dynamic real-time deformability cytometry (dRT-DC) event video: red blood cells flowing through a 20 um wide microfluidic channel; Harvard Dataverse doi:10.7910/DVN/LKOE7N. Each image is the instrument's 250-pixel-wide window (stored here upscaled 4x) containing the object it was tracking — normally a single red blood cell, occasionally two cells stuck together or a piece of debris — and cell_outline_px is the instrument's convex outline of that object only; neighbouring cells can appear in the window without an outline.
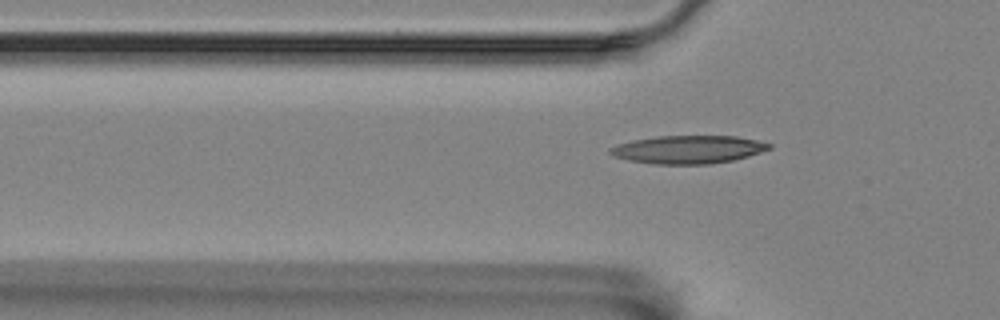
{"species": "Egyptian fruit bat (a non-hibernating species)", "species_latin": "Rousettus aegyptiacus", "temperature_condition": "room temperature", "stored_images_in_passage": 9, "camera_frame_rate_fps": 3000, "um_per_image_px": 0.085, "animal": {"sex": "female"}, "frame": {"image": 1, "passage_image": 3, "time_ms": 0.667, "image_size_px": [1000, 320], "cell_outline_px": [[772, 148], [748, 156], [732, 160], [708, 164], [656, 164], [628, 160], [612, 156], [608, 152], [608, 148], [616, 144], [632, 140], [656, 136], [736, 136], [756, 140], [772, 144]], "centroid_in_image_um": [58.45, 12.7], "position_along_channel_um": 67.4, "area_um2": 26.07}}
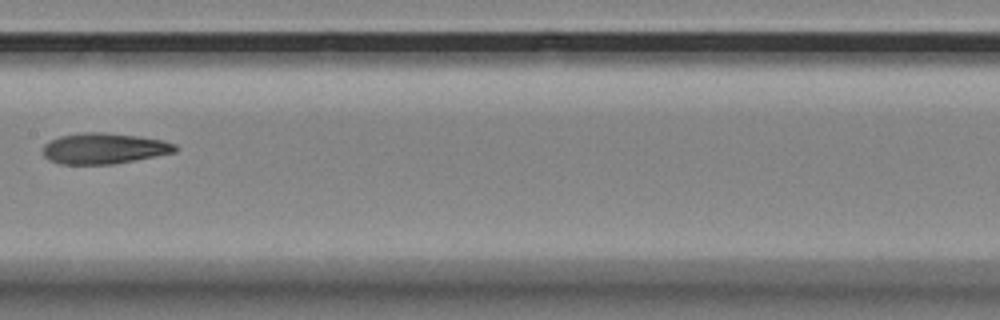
{"frame": {"image": 2, "passage_image": 6, "time_ms": 1.667, "image_size_px": [1000, 320], "cell_outline_px": [[176, 152], [156, 156], [112, 164], [60, 164], [48, 160], [44, 156], [44, 144], [60, 136], [84, 132], [104, 132], [140, 136], [164, 140], [176, 144]], "centroid_in_image_um": [8.86, 12.61], "position_along_channel_um": 198.5, "area_um2": 23.76}}
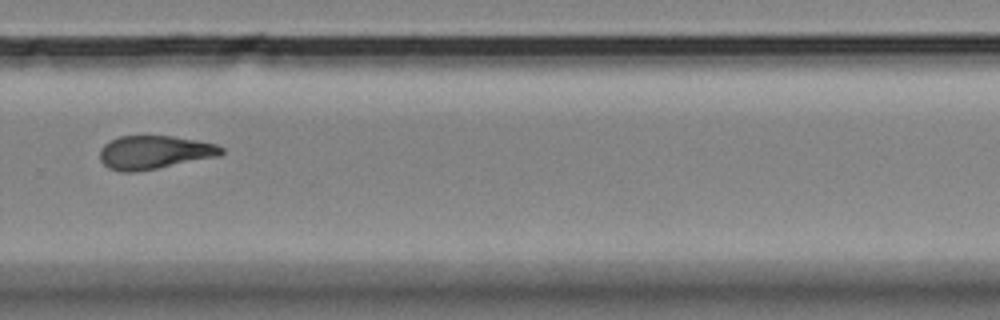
{"frame": {"image": 3, "passage_image": 9, "time_ms": 2.667, "image_size_px": [1000, 320], "cell_outline_px": [[224, 152], [220, 156], [136, 172], [120, 172], [108, 168], [100, 160], [100, 148], [104, 144], [120, 136], [172, 136], [196, 140], [216, 144], [224, 148]], "centroid_in_image_um": [13.12, 12.95], "position_along_channel_um": 316.7, "area_um2": 23.7}}